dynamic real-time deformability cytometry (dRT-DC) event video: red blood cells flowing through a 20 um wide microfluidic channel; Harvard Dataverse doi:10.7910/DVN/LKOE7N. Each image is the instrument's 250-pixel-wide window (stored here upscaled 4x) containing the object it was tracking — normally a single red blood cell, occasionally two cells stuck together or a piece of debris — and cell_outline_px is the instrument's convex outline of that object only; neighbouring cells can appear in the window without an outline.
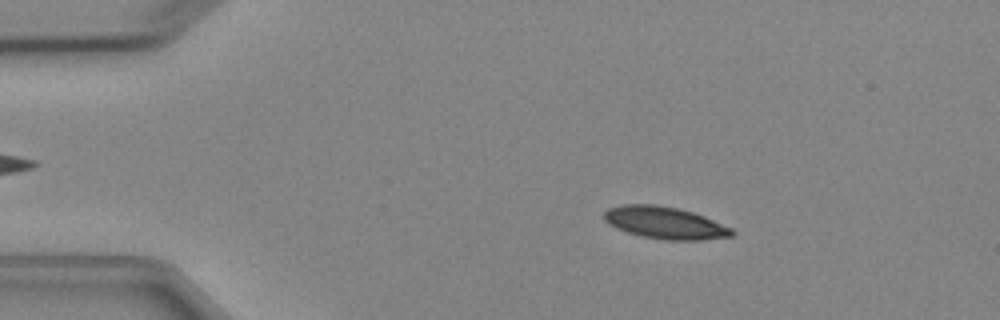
{"species": "Egyptian fruit bat (a non-hibernating species)", "species_latin": "Rousettus aegyptiacus", "temperature_condition": "cold", "stored_images_in_passage": 4, "camera_frame_rate_fps": 3000, "um_per_image_px": 0.085, "animal": {"sex": "female"}, "frame": {"image": 1, "passage_image": 2, "time_ms": 1.333, "image_size_px": [1000, 320], "cell_outline_px": [[736, 232], [732, 236], [700, 240], [664, 240], [644, 236], [628, 232], [616, 228], [608, 224], [604, 220], [604, 212], [608, 208], [624, 204], [656, 204], [676, 208], [692, 212], [704, 216], [732, 228]], "centroid_in_image_um": [56.52, 18.93], "position_along_channel_um": 28.5, "area_um2": 23.87}}